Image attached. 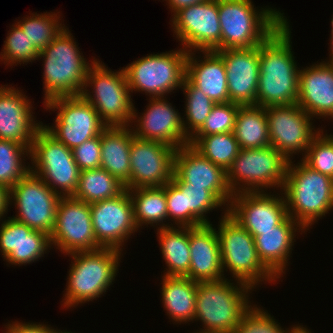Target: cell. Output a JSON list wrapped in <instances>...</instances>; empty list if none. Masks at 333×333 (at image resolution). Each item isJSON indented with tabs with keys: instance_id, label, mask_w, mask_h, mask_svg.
<instances>
[{
	"instance_id": "obj_1",
	"label": "cell",
	"mask_w": 333,
	"mask_h": 333,
	"mask_svg": "<svg viewBox=\"0 0 333 333\" xmlns=\"http://www.w3.org/2000/svg\"><path fill=\"white\" fill-rule=\"evenodd\" d=\"M290 23L287 20L259 45V82L256 105H292L299 93V70L292 51Z\"/></svg>"
},
{
	"instance_id": "obj_2",
	"label": "cell",
	"mask_w": 333,
	"mask_h": 333,
	"mask_svg": "<svg viewBox=\"0 0 333 333\" xmlns=\"http://www.w3.org/2000/svg\"><path fill=\"white\" fill-rule=\"evenodd\" d=\"M228 278L197 282L193 322L200 321L202 328L193 333H233L243 314L253 305L249 296L255 290Z\"/></svg>"
},
{
	"instance_id": "obj_3",
	"label": "cell",
	"mask_w": 333,
	"mask_h": 333,
	"mask_svg": "<svg viewBox=\"0 0 333 333\" xmlns=\"http://www.w3.org/2000/svg\"><path fill=\"white\" fill-rule=\"evenodd\" d=\"M288 216L306 231L333 210V178L289 160L282 188Z\"/></svg>"
},
{
	"instance_id": "obj_4",
	"label": "cell",
	"mask_w": 333,
	"mask_h": 333,
	"mask_svg": "<svg viewBox=\"0 0 333 333\" xmlns=\"http://www.w3.org/2000/svg\"><path fill=\"white\" fill-rule=\"evenodd\" d=\"M76 43L66 26L39 52L37 60L43 61V104L56 97L81 95L88 70L97 59L87 62Z\"/></svg>"
},
{
	"instance_id": "obj_5",
	"label": "cell",
	"mask_w": 333,
	"mask_h": 333,
	"mask_svg": "<svg viewBox=\"0 0 333 333\" xmlns=\"http://www.w3.org/2000/svg\"><path fill=\"white\" fill-rule=\"evenodd\" d=\"M218 13L221 50L259 46L288 20L274 7L254 8L252 0H218Z\"/></svg>"
},
{
	"instance_id": "obj_6",
	"label": "cell",
	"mask_w": 333,
	"mask_h": 333,
	"mask_svg": "<svg viewBox=\"0 0 333 333\" xmlns=\"http://www.w3.org/2000/svg\"><path fill=\"white\" fill-rule=\"evenodd\" d=\"M121 254V250L114 248L68 254L72 259L62 309L76 308L104 296L119 273Z\"/></svg>"
},
{
	"instance_id": "obj_7",
	"label": "cell",
	"mask_w": 333,
	"mask_h": 333,
	"mask_svg": "<svg viewBox=\"0 0 333 333\" xmlns=\"http://www.w3.org/2000/svg\"><path fill=\"white\" fill-rule=\"evenodd\" d=\"M218 223L216 231L223 273L229 271L232 280L234 278L253 289L263 283L276 284L279 279L260 260L254 237L232 219L227 210L221 213Z\"/></svg>"
},
{
	"instance_id": "obj_8",
	"label": "cell",
	"mask_w": 333,
	"mask_h": 333,
	"mask_svg": "<svg viewBox=\"0 0 333 333\" xmlns=\"http://www.w3.org/2000/svg\"><path fill=\"white\" fill-rule=\"evenodd\" d=\"M81 95L107 126L131 125L134 103L124 68L114 72L98 58L88 70Z\"/></svg>"
},
{
	"instance_id": "obj_9",
	"label": "cell",
	"mask_w": 333,
	"mask_h": 333,
	"mask_svg": "<svg viewBox=\"0 0 333 333\" xmlns=\"http://www.w3.org/2000/svg\"><path fill=\"white\" fill-rule=\"evenodd\" d=\"M289 160L273 146L240 149L227 170L232 194L260 192L273 188L282 191ZM278 188V189H277Z\"/></svg>"
},
{
	"instance_id": "obj_10",
	"label": "cell",
	"mask_w": 333,
	"mask_h": 333,
	"mask_svg": "<svg viewBox=\"0 0 333 333\" xmlns=\"http://www.w3.org/2000/svg\"><path fill=\"white\" fill-rule=\"evenodd\" d=\"M188 51L182 47L162 53L147 54L124 68L131 94L144 92L152 97L166 96L181 89L186 78Z\"/></svg>"
},
{
	"instance_id": "obj_11",
	"label": "cell",
	"mask_w": 333,
	"mask_h": 333,
	"mask_svg": "<svg viewBox=\"0 0 333 333\" xmlns=\"http://www.w3.org/2000/svg\"><path fill=\"white\" fill-rule=\"evenodd\" d=\"M31 172L39 176L60 196H72L78 186L80 170L72 149L52 136L43 126L30 149Z\"/></svg>"
},
{
	"instance_id": "obj_12",
	"label": "cell",
	"mask_w": 333,
	"mask_h": 333,
	"mask_svg": "<svg viewBox=\"0 0 333 333\" xmlns=\"http://www.w3.org/2000/svg\"><path fill=\"white\" fill-rule=\"evenodd\" d=\"M43 106L46 111H58L55 124H43V127L69 149L101 135L107 127L98 112L82 95L52 98Z\"/></svg>"
},
{
	"instance_id": "obj_13",
	"label": "cell",
	"mask_w": 333,
	"mask_h": 333,
	"mask_svg": "<svg viewBox=\"0 0 333 333\" xmlns=\"http://www.w3.org/2000/svg\"><path fill=\"white\" fill-rule=\"evenodd\" d=\"M60 197L30 171L10 189L9 204L16 209L15 216L11 218L50 236Z\"/></svg>"
},
{
	"instance_id": "obj_14",
	"label": "cell",
	"mask_w": 333,
	"mask_h": 333,
	"mask_svg": "<svg viewBox=\"0 0 333 333\" xmlns=\"http://www.w3.org/2000/svg\"><path fill=\"white\" fill-rule=\"evenodd\" d=\"M50 243L65 255L103 248L93 232L90 204L72 196H61Z\"/></svg>"
},
{
	"instance_id": "obj_15",
	"label": "cell",
	"mask_w": 333,
	"mask_h": 333,
	"mask_svg": "<svg viewBox=\"0 0 333 333\" xmlns=\"http://www.w3.org/2000/svg\"><path fill=\"white\" fill-rule=\"evenodd\" d=\"M171 30L186 51L221 50L218 0L184 7L170 20Z\"/></svg>"
},
{
	"instance_id": "obj_16",
	"label": "cell",
	"mask_w": 333,
	"mask_h": 333,
	"mask_svg": "<svg viewBox=\"0 0 333 333\" xmlns=\"http://www.w3.org/2000/svg\"><path fill=\"white\" fill-rule=\"evenodd\" d=\"M265 109L270 146H273L288 160H293L294 155L299 153H302L303 157L311 140L322 130L315 129L312 122L315 119L297 103L268 106Z\"/></svg>"
},
{
	"instance_id": "obj_17",
	"label": "cell",
	"mask_w": 333,
	"mask_h": 333,
	"mask_svg": "<svg viewBox=\"0 0 333 333\" xmlns=\"http://www.w3.org/2000/svg\"><path fill=\"white\" fill-rule=\"evenodd\" d=\"M90 211L95 238L103 248L123 251L125 242L139 230L128 189L113 198L90 203Z\"/></svg>"
},
{
	"instance_id": "obj_18",
	"label": "cell",
	"mask_w": 333,
	"mask_h": 333,
	"mask_svg": "<svg viewBox=\"0 0 333 333\" xmlns=\"http://www.w3.org/2000/svg\"><path fill=\"white\" fill-rule=\"evenodd\" d=\"M148 100L147 107L141 115H138L137 109L133 106L130 127L134 137L161 142L176 149L188 145L190 138L184 131L182 115L178 109H175L165 96Z\"/></svg>"
},
{
	"instance_id": "obj_19",
	"label": "cell",
	"mask_w": 333,
	"mask_h": 333,
	"mask_svg": "<svg viewBox=\"0 0 333 333\" xmlns=\"http://www.w3.org/2000/svg\"><path fill=\"white\" fill-rule=\"evenodd\" d=\"M269 192L234 194L227 214L252 236H257V231L272 230L288 217V211L283 192L279 191L280 194L276 193L277 195Z\"/></svg>"
},
{
	"instance_id": "obj_20",
	"label": "cell",
	"mask_w": 333,
	"mask_h": 333,
	"mask_svg": "<svg viewBox=\"0 0 333 333\" xmlns=\"http://www.w3.org/2000/svg\"><path fill=\"white\" fill-rule=\"evenodd\" d=\"M176 148L134 137L130 145V180L126 189L164 186L172 180Z\"/></svg>"
},
{
	"instance_id": "obj_21",
	"label": "cell",
	"mask_w": 333,
	"mask_h": 333,
	"mask_svg": "<svg viewBox=\"0 0 333 333\" xmlns=\"http://www.w3.org/2000/svg\"><path fill=\"white\" fill-rule=\"evenodd\" d=\"M168 222L176 227H200L212 225L207 215L218 208L227 207L208 189L185 187L174 175L165 185ZM207 214V215H206Z\"/></svg>"
},
{
	"instance_id": "obj_22",
	"label": "cell",
	"mask_w": 333,
	"mask_h": 333,
	"mask_svg": "<svg viewBox=\"0 0 333 333\" xmlns=\"http://www.w3.org/2000/svg\"><path fill=\"white\" fill-rule=\"evenodd\" d=\"M173 175L185 187L208 189L228 208L233 194L227 183V171L203 157L191 145L176 149Z\"/></svg>"
},
{
	"instance_id": "obj_23",
	"label": "cell",
	"mask_w": 333,
	"mask_h": 333,
	"mask_svg": "<svg viewBox=\"0 0 333 333\" xmlns=\"http://www.w3.org/2000/svg\"><path fill=\"white\" fill-rule=\"evenodd\" d=\"M32 102L14 86H0V139L31 149L34 136L43 122L34 117ZM36 120V121H35Z\"/></svg>"
},
{
	"instance_id": "obj_24",
	"label": "cell",
	"mask_w": 333,
	"mask_h": 333,
	"mask_svg": "<svg viewBox=\"0 0 333 333\" xmlns=\"http://www.w3.org/2000/svg\"><path fill=\"white\" fill-rule=\"evenodd\" d=\"M223 59L229 102L241 106L256 105L259 82V46L216 51Z\"/></svg>"
},
{
	"instance_id": "obj_25",
	"label": "cell",
	"mask_w": 333,
	"mask_h": 333,
	"mask_svg": "<svg viewBox=\"0 0 333 333\" xmlns=\"http://www.w3.org/2000/svg\"><path fill=\"white\" fill-rule=\"evenodd\" d=\"M0 222V252L7 265L25 266L50 252V236L11 217Z\"/></svg>"
},
{
	"instance_id": "obj_26",
	"label": "cell",
	"mask_w": 333,
	"mask_h": 333,
	"mask_svg": "<svg viewBox=\"0 0 333 333\" xmlns=\"http://www.w3.org/2000/svg\"><path fill=\"white\" fill-rule=\"evenodd\" d=\"M297 104L313 119H333V66L321 61L299 70Z\"/></svg>"
},
{
	"instance_id": "obj_27",
	"label": "cell",
	"mask_w": 333,
	"mask_h": 333,
	"mask_svg": "<svg viewBox=\"0 0 333 333\" xmlns=\"http://www.w3.org/2000/svg\"><path fill=\"white\" fill-rule=\"evenodd\" d=\"M296 232L303 235L307 231L288 216L272 230L257 231V236H253L260 260L278 279L286 274L290 264L295 238H298Z\"/></svg>"
},
{
	"instance_id": "obj_28",
	"label": "cell",
	"mask_w": 333,
	"mask_h": 333,
	"mask_svg": "<svg viewBox=\"0 0 333 333\" xmlns=\"http://www.w3.org/2000/svg\"><path fill=\"white\" fill-rule=\"evenodd\" d=\"M214 225L189 227L190 268L187 278L195 282L226 278L221 266L220 244Z\"/></svg>"
},
{
	"instance_id": "obj_29",
	"label": "cell",
	"mask_w": 333,
	"mask_h": 333,
	"mask_svg": "<svg viewBox=\"0 0 333 333\" xmlns=\"http://www.w3.org/2000/svg\"><path fill=\"white\" fill-rule=\"evenodd\" d=\"M186 78L215 104L229 102L224 61L216 51L188 52Z\"/></svg>"
},
{
	"instance_id": "obj_30",
	"label": "cell",
	"mask_w": 333,
	"mask_h": 333,
	"mask_svg": "<svg viewBox=\"0 0 333 333\" xmlns=\"http://www.w3.org/2000/svg\"><path fill=\"white\" fill-rule=\"evenodd\" d=\"M134 138L130 126H107L101 132V165L123 184L130 180V145Z\"/></svg>"
},
{
	"instance_id": "obj_31",
	"label": "cell",
	"mask_w": 333,
	"mask_h": 333,
	"mask_svg": "<svg viewBox=\"0 0 333 333\" xmlns=\"http://www.w3.org/2000/svg\"><path fill=\"white\" fill-rule=\"evenodd\" d=\"M161 300L170 321L179 325L192 322L197 297V282L178 276H161Z\"/></svg>"
},
{
	"instance_id": "obj_32",
	"label": "cell",
	"mask_w": 333,
	"mask_h": 333,
	"mask_svg": "<svg viewBox=\"0 0 333 333\" xmlns=\"http://www.w3.org/2000/svg\"><path fill=\"white\" fill-rule=\"evenodd\" d=\"M133 207L134 221L139 229L148 225L155 229L174 226L167 221V201L164 186L128 189ZM167 224H166V223ZM141 228V229H140Z\"/></svg>"
},
{
	"instance_id": "obj_33",
	"label": "cell",
	"mask_w": 333,
	"mask_h": 333,
	"mask_svg": "<svg viewBox=\"0 0 333 333\" xmlns=\"http://www.w3.org/2000/svg\"><path fill=\"white\" fill-rule=\"evenodd\" d=\"M166 276L186 277L190 268L189 227H164L156 230Z\"/></svg>"
},
{
	"instance_id": "obj_34",
	"label": "cell",
	"mask_w": 333,
	"mask_h": 333,
	"mask_svg": "<svg viewBox=\"0 0 333 333\" xmlns=\"http://www.w3.org/2000/svg\"><path fill=\"white\" fill-rule=\"evenodd\" d=\"M233 134L240 149L270 146L266 109L257 105L240 106L236 114Z\"/></svg>"
},
{
	"instance_id": "obj_35",
	"label": "cell",
	"mask_w": 333,
	"mask_h": 333,
	"mask_svg": "<svg viewBox=\"0 0 333 333\" xmlns=\"http://www.w3.org/2000/svg\"><path fill=\"white\" fill-rule=\"evenodd\" d=\"M125 189V184L103 168L88 169L80 171L78 186L72 197L90 204L113 198Z\"/></svg>"
},
{
	"instance_id": "obj_36",
	"label": "cell",
	"mask_w": 333,
	"mask_h": 333,
	"mask_svg": "<svg viewBox=\"0 0 333 333\" xmlns=\"http://www.w3.org/2000/svg\"><path fill=\"white\" fill-rule=\"evenodd\" d=\"M189 145L203 157L209 159L213 164L223 167L226 171L240 151L233 132L192 136Z\"/></svg>"
},
{
	"instance_id": "obj_37",
	"label": "cell",
	"mask_w": 333,
	"mask_h": 333,
	"mask_svg": "<svg viewBox=\"0 0 333 333\" xmlns=\"http://www.w3.org/2000/svg\"><path fill=\"white\" fill-rule=\"evenodd\" d=\"M55 12L37 14L33 12L26 15L16 23L23 30L30 43L40 52L66 27L62 24L61 15ZM61 20V21H60Z\"/></svg>"
},
{
	"instance_id": "obj_38",
	"label": "cell",
	"mask_w": 333,
	"mask_h": 333,
	"mask_svg": "<svg viewBox=\"0 0 333 333\" xmlns=\"http://www.w3.org/2000/svg\"><path fill=\"white\" fill-rule=\"evenodd\" d=\"M30 149L19 143L0 139V185L10 190L31 171ZM29 163V164H28ZM28 164V166L26 165Z\"/></svg>"
},
{
	"instance_id": "obj_39",
	"label": "cell",
	"mask_w": 333,
	"mask_h": 333,
	"mask_svg": "<svg viewBox=\"0 0 333 333\" xmlns=\"http://www.w3.org/2000/svg\"><path fill=\"white\" fill-rule=\"evenodd\" d=\"M181 90L184 92L186 100L182 124L186 135L191 138L205 123L215 103L187 78H185Z\"/></svg>"
},
{
	"instance_id": "obj_40",
	"label": "cell",
	"mask_w": 333,
	"mask_h": 333,
	"mask_svg": "<svg viewBox=\"0 0 333 333\" xmlns=\"http://www.w3.org/2000/svg\"><path fill=\"white\" fill-rule=\"evenodd\" d=\"M9 29L4 47L0 52V62L5 66H15L28 64L37 60L39 51L30 43L27 36L17 23H14Z\"/></svg>"
},
{
	"instance_id": "obj_41",
	"label": "cell",
	"mask_w": 333,
	"mask_h": 333,
	"mask_svg": "<svg viewBox=\"0 0 333 333\" xmlns=\"http://www.w3.org/2000/svg\"><path fill=\"white\" fill-rule=\"evenodd\" d=\"M301 326L296 324L284 330L274 316L255 303L243 314L233 333H295Z\"/></svg>"
},
{
	"instance_id": "obj_42",
	"label": "cell",
	"mask_w": 333,
	"mask_h": 333,
	"mask_svg": "<svg viewBox=\"0 0 333 333\" xmlns=\"http://www.w3.org/2000/svg\"><path fill=\"white\" fill-rule=\"evenodd\" d=\"M322 129L301 160L311 169L333 178V135Z\"/></svg>"
},
{
	"instance_id": "obj_43",
	"label": "cell",
	"mask_w": 333,
	"mask_h": 333,
	"mask_svg": "<svg viewBox=\"0 0 333 333\" xmlns=\"http://www.w3.org/2000/svg\"><path fill=\"white\" fill-rule=\"evenodd\" d=\"M240 106L231 102L216 103L205 123L193 136L233 132L236 114Z\"/></svg>"
},
{
	"instance_id": "obj_44",
	"label": "cell",
	"mask_w": 333,
	"mask_h": 333,
	"mask_svg": "<svg viewBox=\"0 0 333 333\" xmlns=\"http://www.w3.org/2000/svg\"><path fill=\"white\" fill-rule=\"evenodd\" d=\"M73 158L80 171L100 168L101 135L91 138L72 149Z\"/></svg>"
},
{
	"instance_id": "obj_45",
	"label": "cell",
	"mask_w": 333,
	"mask_h": 333,
	"mask_svg": "<svg viewBox=\"0 0 333 333\" xmlns=\"http://www.w3.org/2000/svg\"><path fill=\"white\" fill-rule=\"evenodd\" d=\"M4 327L3 333H64L65 330H58L44 323L9 321Z\"/></svg>"
},
{
	"instance_id": "obj_46",
	"label": "cell",
	"mask_w": 333,
	"mask_h": 333,
	"mask_svg": "<svg viewBox=\"0 0 333 333\" xmlns=\"http://www.w3.org/2000/svg\"><path fill=\"white\" fill-rule=\"evenodd\" d=\"M163 1H167L166 5L168 6V8H170L169 10L171 11L172 14L171 16H173L177 11H179L184 7L198 4L206 0H163Z\"/></svg>"
},
{
	"instance_id": "obj_47",
	"label": "cell",
	"mask_w": 333,
	"mask_h": 333,
	"mask_svg": "<svg viewBox=\"0 0 333 333\" xmlns=\"http://www.w3.org/2000/svg\"><path fill=\"white\" fill-rule=\"evenodd\" d=\"M9 198L10 190L0 185V221L5 218V214L10 210L8 209V207H10Z\"/></svg>"
},
{
	"instance_id": "obj_48",
	"label": "cell",
	"mask_w": 333,
	"mask_h": 333,
	"mask_svg": "<svg viewBox=\"0 0 333 333\" xmlns=\"http://www.w3.org/2000/svg\"><path fill=\"white\" fill-rule=\"evenodd\" d=\"M330 51H329V59L326 60V61H323L325 62L326 64H329V65H332L333 66V33L330 34Z\"/></svg>"
},
{
	"instance_id": "obj_49",
	"label": "cell",
	"mask_w": 333,
	"mask_h": 333,
	"mask_svg": "<svg viewBox=\"0 0 333 333\" xmlns=\"http://www.w3.org/2000/svg\"><path fill=\"white\" fill-rule=\"evenodd\" d=\"M304 326L302 325L295 333H312L310 329L306 327V325Z\"/></svg>"
},
{
	"instance_id": "obj_50",
	"label": "cell",
	"mask_w": 333,
	"mask_h": 333,
	"mask_svg": "<svg viewBox=\"0 0 333 333\" xmlns=\"http://www.w3.org/2000/svg\"><path fill=\"white\" fill-rule=\"evenodd\" d=\"M332 20L330 21L331 22V34L333 33V15H332Z\"/></svg>"
},
{
	"instance_id": "obj_51",
	"label": "cell",
	"mask_w": 333,
	"mask_h": 333,
	"mask_svg": "<svg viewBox=\"0 0 333 333\" xmlns=\"http://www.w3.org/2000/svg\"><path fill=\"white\" fill-rule=\"evenodd\" d=\"M64 333H74V332H72V331L69 332V331L65 330Z\"/></svg>"
}]
</instances>
